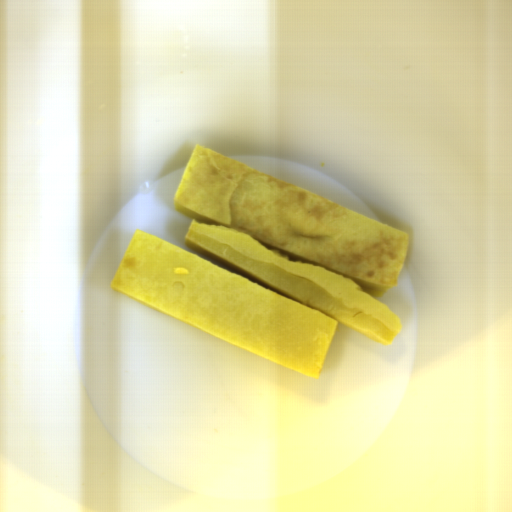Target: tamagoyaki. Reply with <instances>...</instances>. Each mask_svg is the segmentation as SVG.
Instances as JSON below:
<instances>
[{"label": "tamagoyaki", "mask_w": 512, "mask_h": 512, "mask_svg": "<svg viewBox=\"0 0 512 512\" xmlns=\"http://www.w3.org/2000/svg\"><path fill=\"white\" fill-rule=\"evenodd\" d=\"M188 250L135 231L110 290L317 379L339 324L383 345L404 325L409 233L197 144L172 199Z\"/></svg>", "instance_id": "tamagoyaki-1"}]
</instances>
